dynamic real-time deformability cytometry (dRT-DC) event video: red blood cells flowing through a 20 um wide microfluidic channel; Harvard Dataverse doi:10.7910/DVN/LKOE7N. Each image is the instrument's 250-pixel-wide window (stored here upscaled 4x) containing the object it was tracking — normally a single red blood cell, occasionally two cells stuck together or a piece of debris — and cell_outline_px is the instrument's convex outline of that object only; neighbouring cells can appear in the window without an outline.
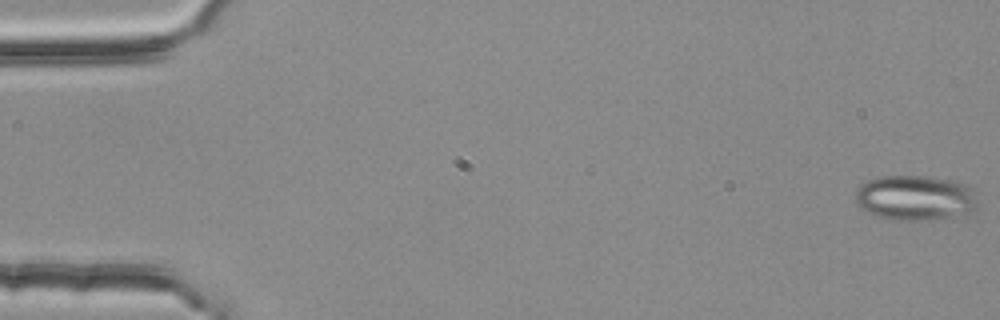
{"species": "common noctule bat (a hibernating species)", "species_latin": "Nyctalus noctula", "temperature_condition": "room temperature", "stored_images_in_passage": 4, "camera_frame_rate_fps": 3000, "um_per_image_px": 0.085, "animal": {"sex": "female", "body_mass_g": 25.1}, "frame": {"image": 1, "passage_image": 1, "time_ms": 0.0, "image_size_px": [1000, 320], "cell_outline_px": [[976, 208], [972, 212], [924, 220], [892, 220], [872, 216], [860, 208], [856, 200], [856, 192], [860, 184], [876, 176], [928, 176], [968, 184], [972, 188], [976, 204]], "centroid_in_image_um": [77.73, 16.81], "position_along_channel_um": 7.3, "area_um2": 32.19}}